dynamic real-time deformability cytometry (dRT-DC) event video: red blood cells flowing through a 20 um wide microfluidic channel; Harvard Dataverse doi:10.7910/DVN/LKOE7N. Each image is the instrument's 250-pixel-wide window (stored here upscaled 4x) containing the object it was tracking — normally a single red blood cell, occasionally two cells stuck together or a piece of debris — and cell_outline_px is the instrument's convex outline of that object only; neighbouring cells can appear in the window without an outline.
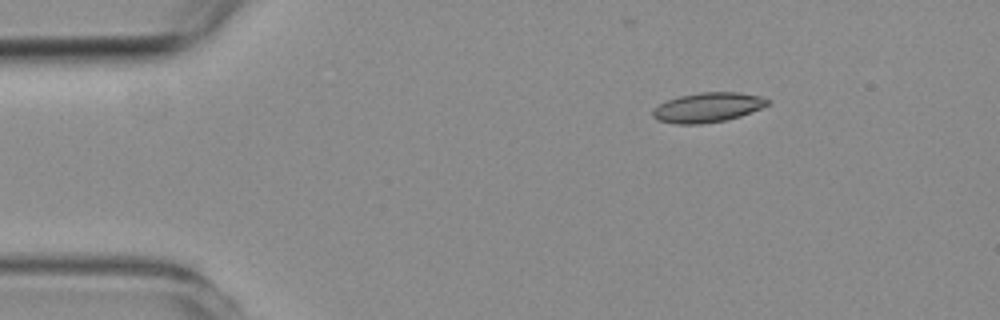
{"species": "common noctule bat (a hibernating species)", "species_latin": "Nyctalus noctula", "temperature_condition": "room temperature", "stored_images_in_passage": 4, "segment_of_instrument_passage": [2, 2], "camera_frame_rate_fps": 3000, "um_per_image_px": 0.085, "animal": {"sex": "female", "body_mass_g": 19.3, "forearm_length_mm": 54.1}, "frame": {"image": 1, "passage_image": 4, "time_ms": 4.667, "image_size_px": [1000, 320], "cell_outline_px": [[768, 104], [760, 108], [740, 116], [724, 120], [700, 124], [676, 124], [656, 120], [652, 116], [652, 112], [660, 104], [668, 100], [680, 96], [700, 92], [740, 92], [760, 96], [768, 100]], "centroid_in_image_um": [60.13, 9.13], "position_along_channel_um": 24.9, "area_um2": 19.59}}